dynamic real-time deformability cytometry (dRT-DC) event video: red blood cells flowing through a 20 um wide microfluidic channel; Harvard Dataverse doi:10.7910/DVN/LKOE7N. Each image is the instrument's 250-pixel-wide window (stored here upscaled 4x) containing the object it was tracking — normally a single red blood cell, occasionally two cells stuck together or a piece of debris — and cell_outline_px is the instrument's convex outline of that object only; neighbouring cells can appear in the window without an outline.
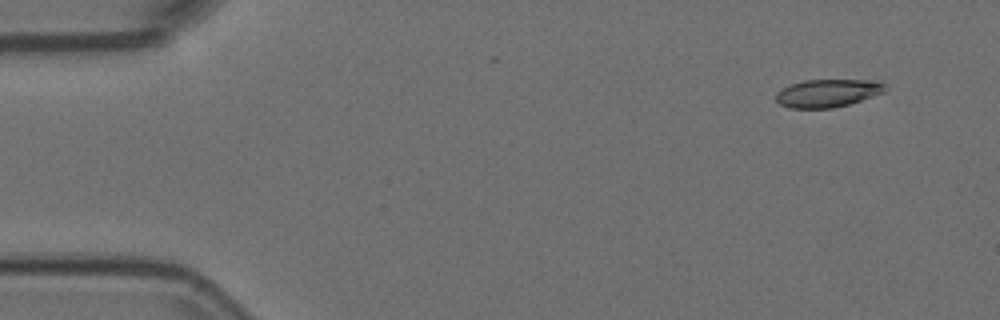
{"species": "Egyptian fruit bat (a non-hibernating species)", "species_latin": "Rousettus aegyptiacus", "temperature_condition": "room temperature", "stored_images_in_passage": 4, "camera_frame_rate_fps": 3000, "um_per_image_px": 0.085, "animal": {"sex": "female"}, "frame": {"image": 1, "passage_image": 2, "time_ms": 0.333, "image_size_px": [1000, 320], "cell_outline_px": [[888, 88], [884, 92], [848, 104], [832, 108], [792, 108], [780, 104], [776, 100], [776, 92], [792, 84], [804, 80], [880, 80], [888, 84]], "centroid_in_image_um": [70.41, 7.9], "position_along_channel_um": 14.6, "area_um2": 17.74}}
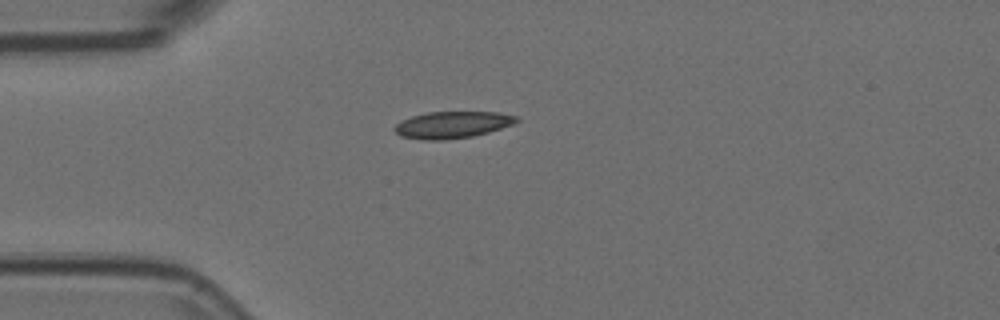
{"frame": {"image": 2, "passage_image": 4, "time_ms": 1.0, "image_size_px": [1000, 320], "cell_outline_px": [[520, 120], [512, 124], [488, 132], [472, 136], [444, 140], [424, 140], [400, 136], [392, 128], [396, 124], [412, 116], [428, 112], [500, 112], [516, 116]], "centroid_in_image_um": [38.44, 10.6], "position_along_channel_um": 46.6, "area_um2": 18.9}}